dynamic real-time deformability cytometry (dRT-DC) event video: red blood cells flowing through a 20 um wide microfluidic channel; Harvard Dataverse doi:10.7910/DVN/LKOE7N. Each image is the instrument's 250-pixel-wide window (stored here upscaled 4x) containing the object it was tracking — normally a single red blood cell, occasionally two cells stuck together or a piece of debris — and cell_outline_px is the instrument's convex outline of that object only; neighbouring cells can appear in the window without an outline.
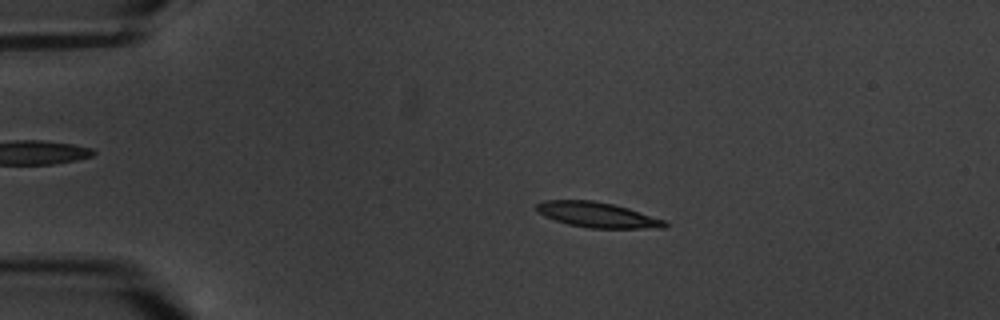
{"species": "common noctule bat (a hibernating species)", "species_latin": "Nyctalus noctula", "temperature_condition": "warm", "stored_images_in_passage": 5, "camera_frame_rate_fps": 3000, "um_per_image_px": 0.085, "animal": {"sex": "male", "body_mass_g": 20.1, "forearm_length_mm": 53.5}, "frame": {"image": 1, "passage_image": 2, "time_ms": 1.333, "image_size_px": [1000, 320], "cell_outline_px": [[668, 228], [588, 228], [568, 224], [544, 216], [536, 212], [536, 204], [544, 200], [592, 200], [612, 204], [628, 208], [668, 220]], "centroid_in_image_um": [50.82, 18.26], "position_along_channel_um": 34.2, "area_um2": 19.07}}
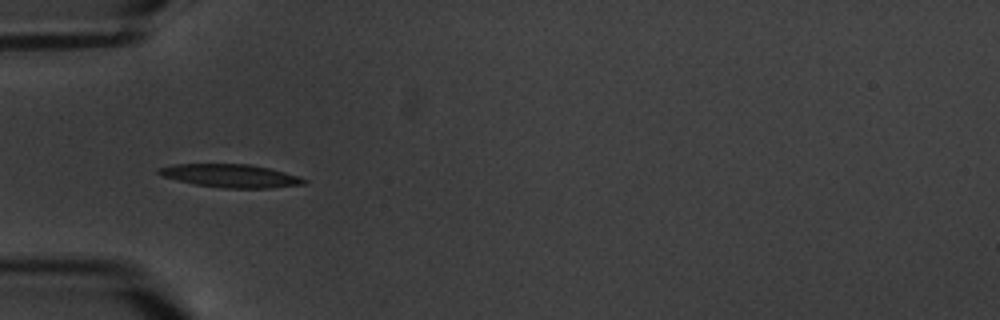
{"frame": {"image": 2, "passage_image": 4, "time_ms": 3.667, "image_size_px": [1000, 320], "cell_outline_px": [[308, 180], [304, 184], [268, 188], [224, 188], [192, 184], [176, 180], [164, 176], [156, 172], [156, 168], [176, 164], [248, 164], [268, 168], [300, 176]], "centroid_in_image_um": [19.58, 14.94], "position_along_channel_um": 65.4, "area_um2": 19.59}}